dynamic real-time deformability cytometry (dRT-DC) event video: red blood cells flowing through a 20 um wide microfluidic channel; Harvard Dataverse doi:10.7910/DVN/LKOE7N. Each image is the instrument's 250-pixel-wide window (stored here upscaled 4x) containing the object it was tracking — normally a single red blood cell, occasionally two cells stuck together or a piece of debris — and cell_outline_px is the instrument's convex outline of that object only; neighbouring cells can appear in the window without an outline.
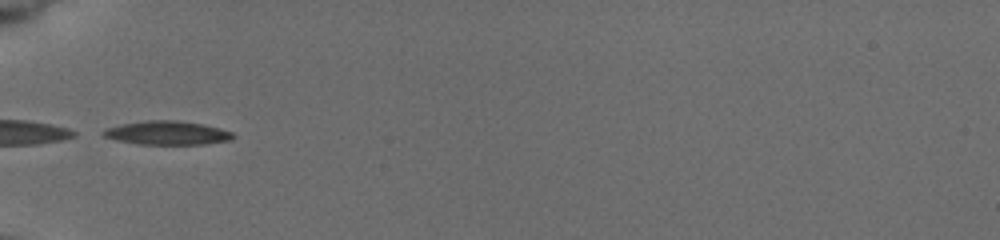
{"species": "common noctule bat (a hibernating species)", "species_latin": "Nyctalus noctula", "temperature_condition": "cold", "stored_images_in_passage": 7, "camera_frame_rate_fps": 3000, "um_per_image_px": 0.085, "animal": {"sex": "female", "body_mass_g": 19.5, "forearm_length_mm": 54.1}, "frame": {"image": 1, "passage_image": 1, "time_ms": 0.0, "image_size_px": [1000, 240], "cell_outline_px": [[236, 136], [232, 140], [204, 144], [136, 144], [116, 140], [104, 136], [100, 132], [104, 128], [124, 124], [148, 120], [176, 120], [200, 124], [220, 128], [232, 132]], "centroid_in_image_um": [14.21, 11.3], "position_along_channel_um": 70.8, "area_um2": 17.92}}
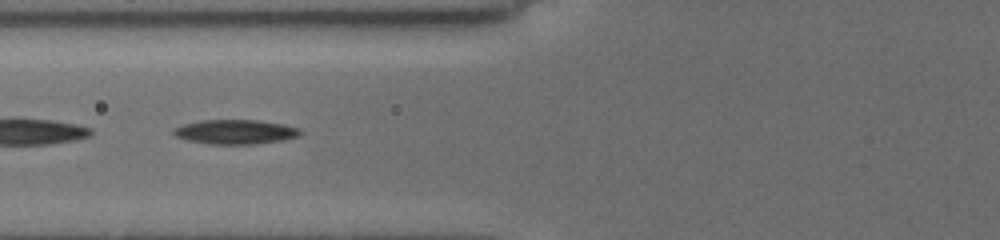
{"frame": {"image": 2, "passage_image": 4, "time_ms": 1.0, "image_size_px": [1000, 240], "cell_outline_px": [[300, 136], [284, 140], [256, 144], [212, 144], [188, 140], [176, 136], [172, 132], [176, 128], [184, 124], [200, 120], [260, 120], [284, 124], [300, 128]], "centroid_in_image_um": [20.06, 11.2], "position_along_channel_um": 105.7, "area_um2": 18.03}}
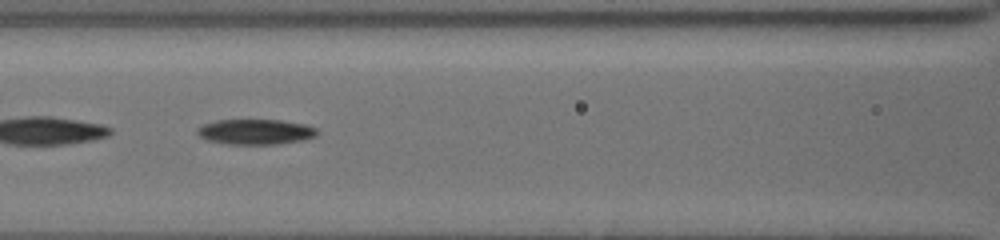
{"frame": {"image": 3, "passage_image": 7, "time_ms": 2.0, "image_size_px": [1000, 240], "cell_outline_px": [[316, 132], [312, 136], [300, 140], [276, 144], [228, 144], [204, 140], [196, 132], [196, 128], [204, 124], [216, 120], [280, 120], [304, 124], [316, 128]], "centroid_in_image_um": [21.62, 11.2], "position_along_channel_um": 145.0, "area_um2": 17.46}}